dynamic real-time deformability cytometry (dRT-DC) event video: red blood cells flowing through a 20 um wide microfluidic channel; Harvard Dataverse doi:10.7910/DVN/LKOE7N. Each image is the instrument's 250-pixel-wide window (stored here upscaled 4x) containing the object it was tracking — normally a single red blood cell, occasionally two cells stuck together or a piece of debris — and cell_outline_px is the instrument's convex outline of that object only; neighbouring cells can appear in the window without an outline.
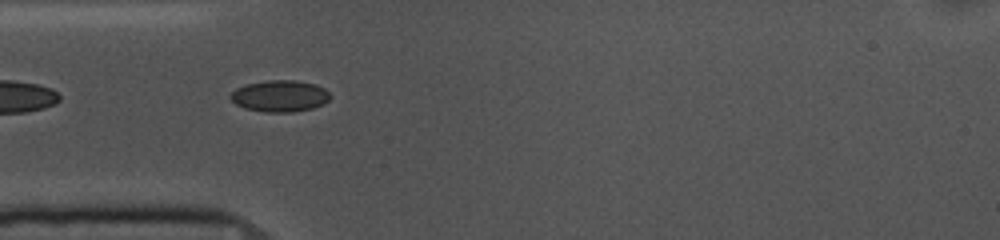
{"species": "common noctule bat (a hibernating species)", "species_latin": "Nyctalus noctula", "temperature_condition": "cold", "stored_images_in_passage": 41, "camera_frame_rate_fps": 3000, "um_per_image_px": 0.085, "animal": {"sex": "female", "body_mass_g": 10.0, "forearm_length_mm": 53.1}, "frame": {"image": 1, "passage_image": 3, "time_ms": 0.667, "image_size_px": [1000, 240], "cell_outline_px": [[332, 96], [324, 104], [312, 108], [292, 112], [264, 112], [244, 108], [236, 104], [228, 96], [236, 88], [248, 84], [268, 80], [296, 80], [316, 84], [324, 88]], "centroid_in_image_um": [23.8, 8.16], "position_along_channel_um": 61.2, "area_um2": 18.38}}
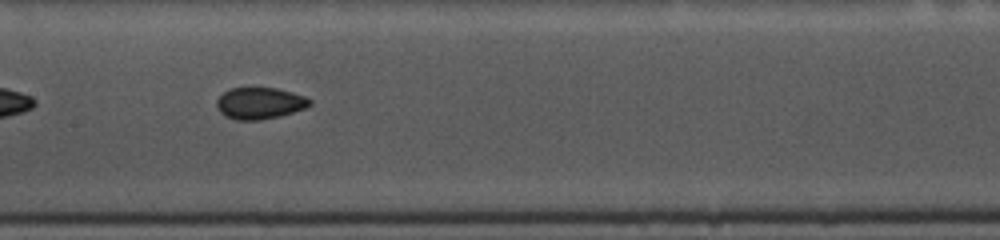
{"frame": {"image": 2, "passage_image": 13, "time_ms": 4.0, "image_size_px": [1000, 240], "cell_outline_px": [[312, 104], [304, 108], [280, 116], [260, 120], [236, 120], [224, 116], [220, 112], [216, 104], [216, 100], [228, 88], [276, 88], [292, 92], [304, 96], [312, 100]], "centroid_in_image_um": [22.06, 8.77], "position_along_channel_um": 185.3, "area_um2": 17.17}}
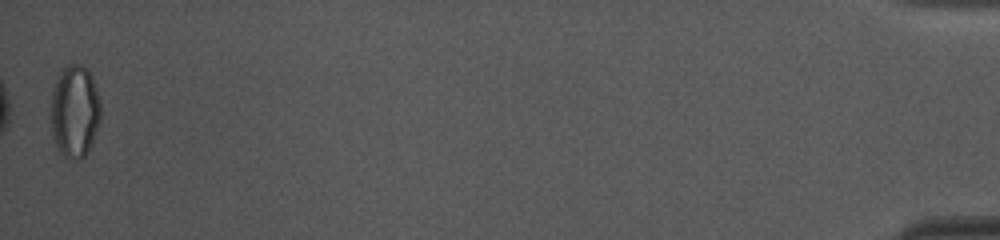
{"frame": {"image": 3, "passage_image": 41, "time_ms": 13.333, "image_size_px": [1000, 240], "cell_outline_px": [[100, 120], [92, 144], [88, 152], [80, 160], [64, 156], [60, 152], [52, 136], [48, 116], [52, 92], [56, 80], [60, 72], [68, 64], [80, 64], [92, 76], [100, 100]], "centroid_in_image_um": [6.32, 9.48], "position_along_channel_um": 428.9, "area_um2": 27.28}, "authors_computed_cell_mechanics": {"area_um2": 17.5134, "velocity_mm_per_s": 3.707, "shape_relaxation_time_tau1_ms": 8.5149, "shape_relaxation_time_tau2_ms": 5.1586, "deformation_change_tau1": 0.1243, "deformation_change_tau2": 0.0792}}